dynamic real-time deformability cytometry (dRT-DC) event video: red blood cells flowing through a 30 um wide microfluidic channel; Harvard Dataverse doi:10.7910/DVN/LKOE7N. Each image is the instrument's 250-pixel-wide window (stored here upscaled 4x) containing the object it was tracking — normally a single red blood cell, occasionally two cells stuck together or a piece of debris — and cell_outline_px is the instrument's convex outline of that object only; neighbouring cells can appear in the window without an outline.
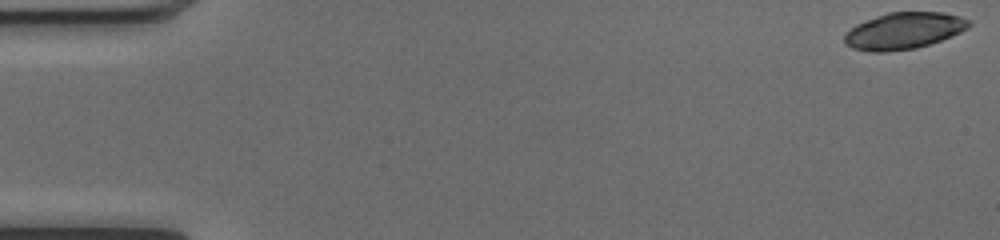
{"species": "common noctule bat (a hibernating species)", "species_latin": "Nyctalus noctula", "temperature_condition": "cold", "stored_images_in_passage": 50, "camera_frame_rate_fps": 3000, "um_per_image_px": 0.085, "animal": {"sex": "female", "body_mass_g": 17.0, "forearm_length_mm": 48.0}, "frame": {"image": 1, "passage_image": 1, "time_ms": 0.0, "image_size_px": [1000, 240], "cell_outline_px": [[972, 24], [968, 28], [952, 36], [916, 48], [884, 52], [868, 52], [852, 48], [844, 44], [844, 36], [856, 24], [876, 16], [888, 12], [944, 12], [960, 16], [972, 20]], "centroid_in_image_um": [76.84, 2.61], "position_along_channel_um": 8.2, "area_um2": 26.65}}
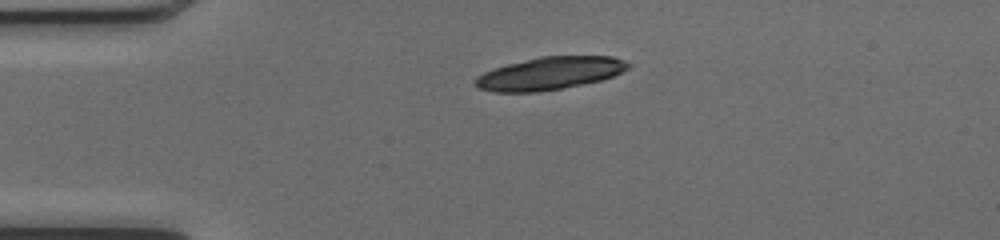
{"frame": {"image": 2, "passage_image": 12, "time_ms": 3.667, "image_size_px": [1000, 240], "cell_outline_px": [[632, 64], [628, 68], [612, 76], [600, 80], [560, 88], [536, 92], [492, 92], [476, 88], [472, 84], [476, 76], [484, 72], [508, 64], [540, 56], [612, 56], [624, 60]], "centroid_in_image_um": [46.67, 6.23], "position_along_channel_um": 38.3, "area_um2": 29.02}}